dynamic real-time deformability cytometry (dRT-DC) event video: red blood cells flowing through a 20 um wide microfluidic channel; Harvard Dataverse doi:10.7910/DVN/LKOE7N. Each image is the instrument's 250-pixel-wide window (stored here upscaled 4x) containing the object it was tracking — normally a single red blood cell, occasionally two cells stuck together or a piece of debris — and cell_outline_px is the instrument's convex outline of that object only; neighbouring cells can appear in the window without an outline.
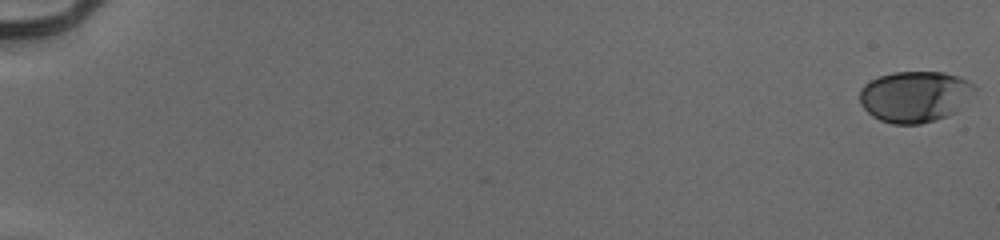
{"species": "human", "species_latin": "Homo sapiens", "temperature_condition": "cold", "stored_images_in_passage": 55, "camera_frame_rate_fps": 3000, "um_per_image_px": 0.085, "donor": {"sex": "male"}, "frame": {"image": 1, "passage_image": 1, "time_ms": 0.0, "image_size_px": [1000, 240], "cell_outline_px": [[976, 88], [960, 108], [956, 112], [920, 124], [892, 124], [880, 120], [872, 116], [860, 104], [860, 88], [864, 84], [880, 76], [892, 72], [944, 72], [960, 76], [976, 84]], "centroid_in_image_um": [77.76, 8.19], "position_along_channel_um": 7.2, "area_um2": 34.22}}
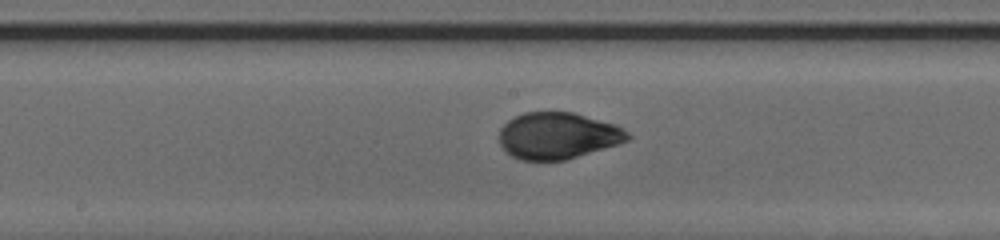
{"frame": {"image": 2, "passage_image": 32, "time_ms": 10.333, "image_size_px": [1000, 240], "cell_outline_px": [[632, 136], [628, 140], [616, 144], [564, 160], [520, 160], [512, 156], [500, 144], [500, 128], [508, 120], [524, 112], [572, 112], [616, 124], [628, 132]], "centroid_in_image_um": [47.4, 11.52], "position_along_channel_um": 200.8, "area_um2": 34.51}}
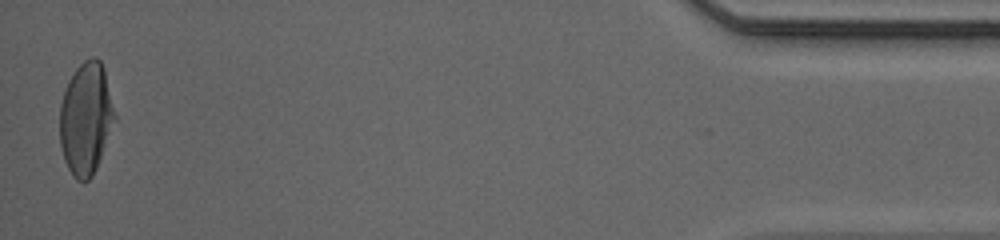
{"frame": {"image": 3, "passage_image": 55, "time_ms": 18.0, "image_size_px": [1000, 240], "cell_outline_px": [[116, 120], [96, 168], [92, 176], [88, 180], [76, 180], [72, 176], [64, 160], [60, 144], [60, 104], [68, 80], [76, 68], [84, 60], [92, 56], [96, 56], [100, 60], [104, 68], [116, 116]], "centroid_in_image_um": [7.3, 10.06], "position_along_channel_um": 427.9, "area_um2": 36.01}, "authors_computed_cell_mechanics": {"area_um2": 34.5644, "velocity_mm_per_s": 3.9502, "shape_relaxation_time_tau1_ms": 3.6215, "shape_relaxation_time_tau2_ms": null, "deformation_change_tau1": 0.1656, "deformation_change_tau2": null}}